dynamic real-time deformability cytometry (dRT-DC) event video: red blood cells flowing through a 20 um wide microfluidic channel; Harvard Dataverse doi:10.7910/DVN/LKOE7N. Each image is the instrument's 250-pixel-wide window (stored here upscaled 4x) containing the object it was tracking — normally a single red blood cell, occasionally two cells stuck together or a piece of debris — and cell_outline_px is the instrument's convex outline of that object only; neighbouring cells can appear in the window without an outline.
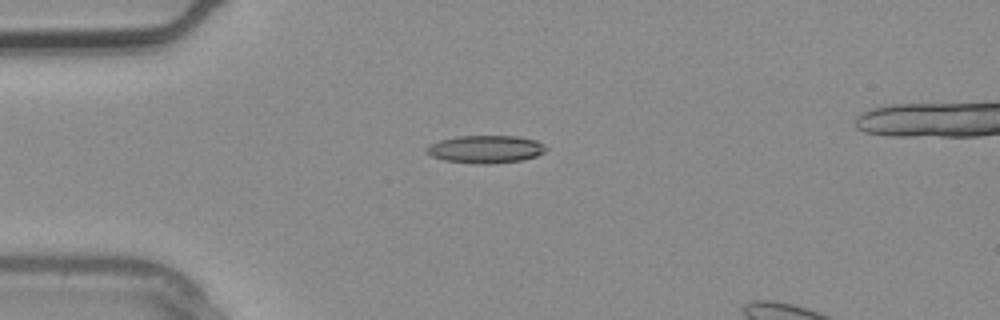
{"species": "common noctule bat (a hibernating species)", "species_latin": "Nyctalus noctula", "temperature_condition": "warm", "stored_images_in_passage": 2, "camera_frame_rate_fps": 3000, "um_per_image_px": 0.085, "animal": {"sex": "male", "body_mass_g": 20.4}, "frame": {"image": 1, "passage_image": 1, "time_ms": 0.0, "image_size_px": [1000, 320], "cell_outline_px": [[548, 148], [544, 152], [536, 156], [520, 160], [488, 164], [480, 164], [444, 160], [432, 156], [424, 152], [424, 148], [440, 140], [460, 136], [516, 136], [536, 140], [544, 144]], "centroid_in_image_um": [41.28, 12.68], "position_along_channel_um": 43.7, "area_um2": 19.19}}